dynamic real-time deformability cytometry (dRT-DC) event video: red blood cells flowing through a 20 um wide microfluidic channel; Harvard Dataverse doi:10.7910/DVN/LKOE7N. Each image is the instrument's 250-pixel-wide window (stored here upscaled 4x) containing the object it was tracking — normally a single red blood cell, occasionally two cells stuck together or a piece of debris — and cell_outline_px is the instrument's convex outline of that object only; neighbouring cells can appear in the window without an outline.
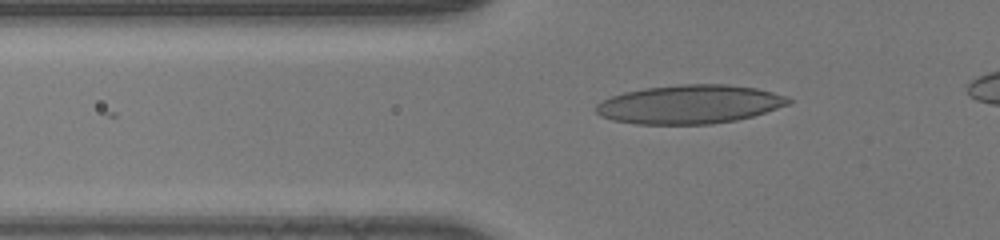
{"species": "human", "species_latin": "Homo sapiens", "temperature_condition": "room temperature", "stored_images_in_passage": 39, "camera_frame_rate_fps": 3000, "um_per_image_px": 0.085, "donor": {"sex": "male"}, "frame": {"image": 1, "passage_image": 10, "time_ms": 3.0, "image_size_px": [1000, 240], "cell_outline_px": [[792, 100], [788, 104], [752, 116], [736, 120], [712, 124], [636, 124], [612, 120], [600, 116], [596, 112], [596, 104], [612, 96], [624, 92], [644, 88], [680, 84], [728, 84], [756, 88], [772, 92], [784, 96]], "centroid_in_image_um": [58.58, 8.86], "position_along_channel_um": 67.2, "area_um2": 43.29}}
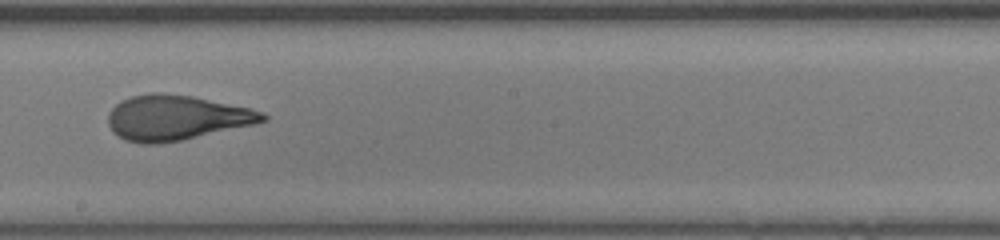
{"frame": {"image": 2, "passage_image": 22, "time_ms": 7.0, "image_size_px": [1000, 240], "cell_outline_px": [[268, 120], [252, 124], [180, 140], [156, 144], [140, 144], [124, 140], [112, 132], [108, 124], [108, 112], [120, 100], [132, 96], [152, 92], [160, 92], [192, 96], [252, 108], [264, 112], [268, 116]], "centroid_in_image_um": [14.94, 9.99], "position_along_channel_um": 233.3, "area_um2": 40.58}}
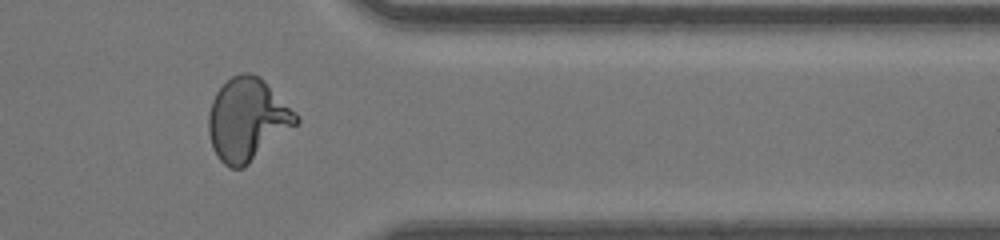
{"frame": {"image": 3, "passage_image": 33, "time_ms": 10.667, "image_size_px": [1000, 240], "cell_outline_px": [[300, 120], [296, 124], [244, 168], [228, 168], [216, 156], [212, 148], [208, 132], [208, 112], [212, 100], [216, 92], [232, 76], [240, 72], [252, 72], [260, 76], [300, 116]], "centroid_in_image_um": [21.0, 10.15], "position_along_channel_um": 390.4, "area_um2": 42.19}}